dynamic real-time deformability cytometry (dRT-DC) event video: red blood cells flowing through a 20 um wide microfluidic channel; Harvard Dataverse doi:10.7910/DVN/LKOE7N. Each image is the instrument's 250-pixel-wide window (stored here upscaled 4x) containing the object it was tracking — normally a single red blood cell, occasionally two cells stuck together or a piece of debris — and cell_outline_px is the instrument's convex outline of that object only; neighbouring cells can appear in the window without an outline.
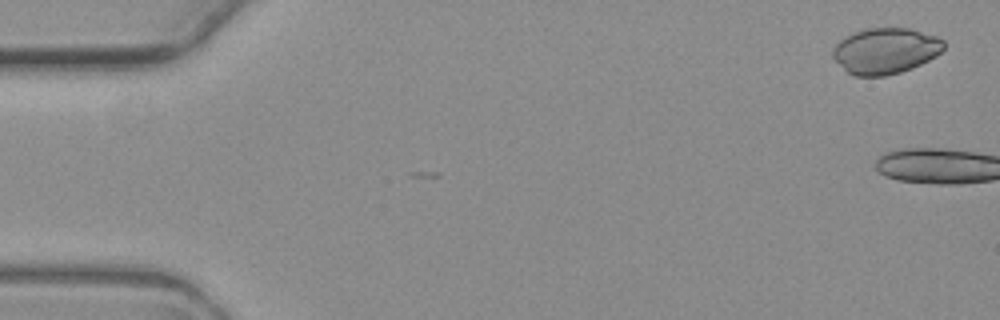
{"species": "common noctule bat (a hibernating species)", "species_latin": "Nyctalus noctula", "temperature_condition": "warm", "stored_images_in_passage": 6, "camera_frame_rate_fps": 3000, "um_per_image_px": 0.085, "animal": {"sex": "female", "body_mass_g": 19.3, "forearm_length_mm": 54.1}, "frame": {"image": 1, "passage_image": 1, "time_ms": 0.0, "image_size_px": [1000, 320], "cell_outline_px": [[944, 48], [936, 56], [912, 68], [900, 72], [884, 76], [856, 76], [848, 72], [832, 56], [832, 48], [840, 40], [864, 28], [908, 28], [936, 36], [944, 40]], "centroid_in_image_um": [75.27, 4.32], "position_along_channel_um": 9.7, "area_um2": 29.42}}